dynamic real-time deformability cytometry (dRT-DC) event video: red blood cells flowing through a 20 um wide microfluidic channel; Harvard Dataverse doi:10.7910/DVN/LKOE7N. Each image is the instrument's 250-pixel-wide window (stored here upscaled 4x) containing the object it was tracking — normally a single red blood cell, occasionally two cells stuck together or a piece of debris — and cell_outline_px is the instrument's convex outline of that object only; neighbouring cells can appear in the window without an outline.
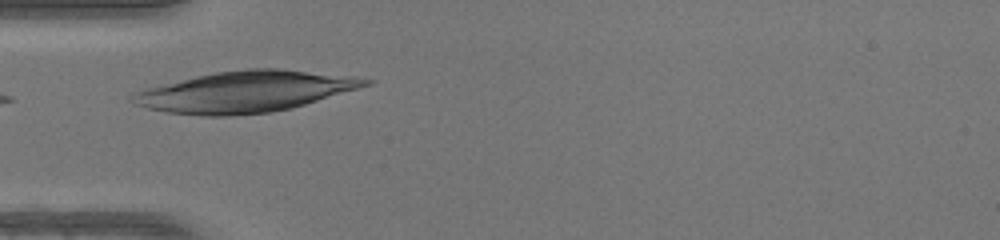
{"species": "human", "species_latin": "Homo sapiens", "temperature_condition": "warm", "stored_images_in_passage": 26, "camera_frame_rate_fps": 3000, "um_per_image_px": 0.085, "donor": {"sex": "female"}, "frame": {"image": 1, "passage_image": 1, "time_ms": 0.0, "image_size_px": [1000, 240], "cell_outline_px": [[376, 80], [372, 84], [292, 108], [272, 112], [232, 116], [200, 116], [168, 112], [148, 108], [132, 104], [128, 100], [128, 96], [132, 92], [196, 76], [216, 72], [248, 68], [280, 68], [356, 76]], "centroid_in_image_um": [20.85, 7.79], "position_along_channel_um": 64.2, "area_um2": 56.01}}
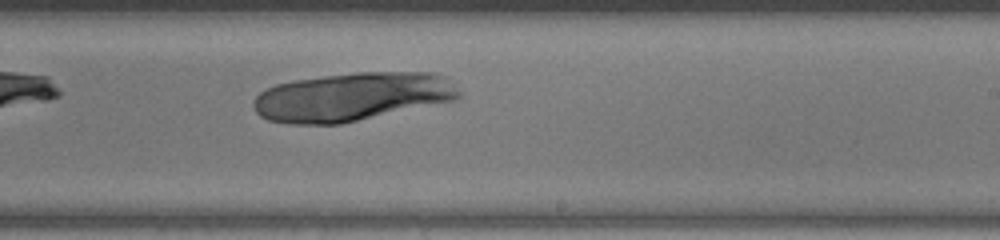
{"frame": {"image": 2, "passage_image": 15, "time_ms": 4.667, "image_size_px": [1000, 240], "cell_outline_px": [[460, 100], [340, 124], [288, 124], [268, 120], [260, 116], [256, 112], [252, 104], [252, 100], [260, 92], [276, 84], [296, 80], [324, 76], [356, 72], [432, 72], [444, 76], [460, 92]], "centroid_in_image_um": [29.95, 8.24], "position_along_channel_um": 259.0, "area_um2": 58.44}}
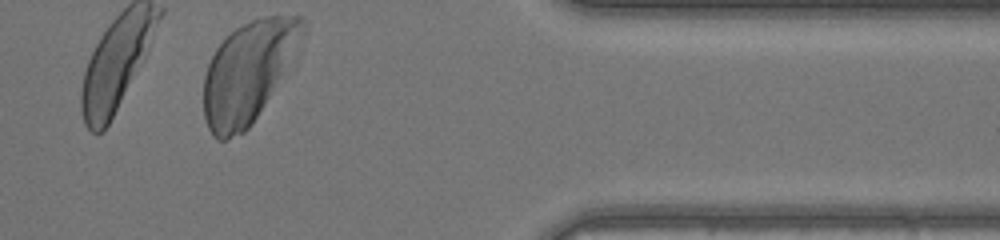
{"frame": {"image": 3, "passage_image": 26, "time_ms": 8.333, "image_size_px": [1000, 240], "cell_outline_px": [[308, 28], [288, 68], [252, 124], [244, 132], [224, 140], [220, 140], [212, 136], [208, 128], [204, 116], [204, 76], [208, 64], [216, 48], [236, 28], [252, 20], [264, 16], [304, 16], [308, 20]], "centroid_in_image_um": [21.14, 6.09], "position_along_channel_um": 390.3, "area_um2": 58.09}}